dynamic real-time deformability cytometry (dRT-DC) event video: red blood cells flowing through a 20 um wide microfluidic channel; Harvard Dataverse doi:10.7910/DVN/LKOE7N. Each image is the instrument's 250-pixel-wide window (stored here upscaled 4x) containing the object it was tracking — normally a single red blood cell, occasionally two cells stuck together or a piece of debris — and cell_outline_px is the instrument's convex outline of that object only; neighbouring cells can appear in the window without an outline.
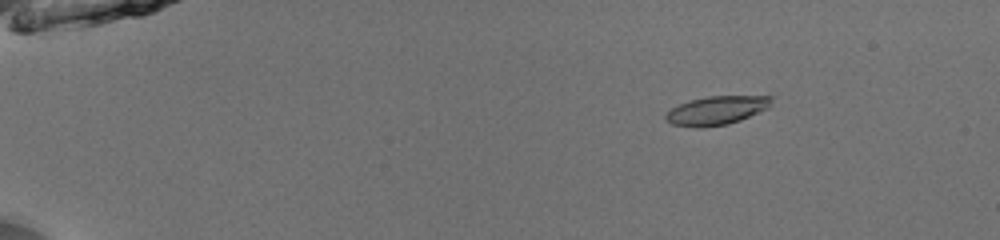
{"species": "common noctule bat (a hibernating species)", "species_latin": "Nyctalus noctula", "temperature_condition": "room temperature", "stored_images_in_passage": 53, "camera_frame_rate_fps": 3000, "um_per_image_px": 0.085, "animal": {"sex": "male", "body_mass_g": 13.0, "forearm_length_mm": 53.1}, "frame": {"image": 1, "passage_image": 9, "time_ms": 2.667, "image_size_px": [1000, 240], "cell_outline_px": [[776, 96], [768, 108], [740, 120], [728, 124], [704, 128], [692, 128], [672, 124], [664, 120], [664, 116], [672, 108], [680, 104], [692, 100], [708, 96]], "centroid_in_image_um": [60.91, 9.4], "position_along_channel_um": 24.1, "area_um2": 17.8}}
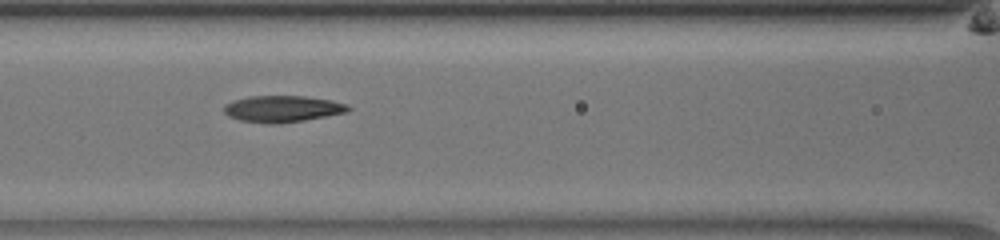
{"frame": {"image": 2, "passage_image": 26, "time_ms": 8.333, "image_size_px": [1000, 240], "cell_outline_px": [[352, 108], [348, 112], [304, 120], [280, 124], [268, 124], [240, 120], [228, 116], [224, 112], [224, 104], [232, 100], [248, 96], [304, 96], [332, 100], [348, 104]], "centroid_in_image_um": [24.01, 9.25], "position_along_channel_um": 142.6, "area_um2": 19.42}}
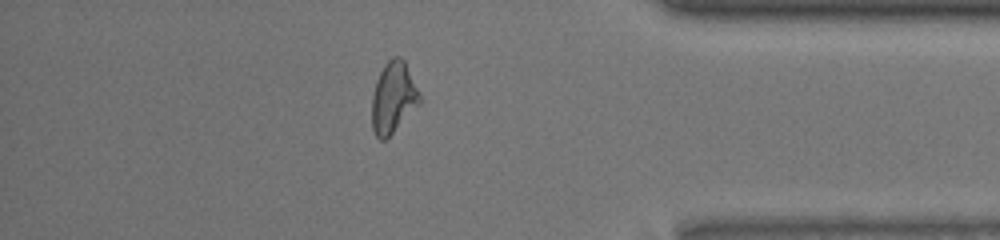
{"frame": {"image": 3, "passage_image": 47, "time_ms": 15.333, "image_size_px": [1000, 240], "cell_outline_px": [[420, 104], [384, 140], [380, 140], [376, 136], [372, 128], [372, 96], [376, 80], [384, 64], [392, 56], [400, 56], [404, 60], [420, 92]], "centroid_in_image_um": [33.43, 8.26], "position_along_channel_um": 401.8, "area_um2": 19.71}, "authors_computed_cell_mechanics": {"area_um2": 18.7272, "velocity_mm_per_s": 3.9583, "shape_relaxation_time_tau1_ms": 4.4814, "shape_relaxation_time_tau2_ms": 2.3757, "deformation_change_tau1": 0.1774, "deformation_change_tau2": 0.0728}}